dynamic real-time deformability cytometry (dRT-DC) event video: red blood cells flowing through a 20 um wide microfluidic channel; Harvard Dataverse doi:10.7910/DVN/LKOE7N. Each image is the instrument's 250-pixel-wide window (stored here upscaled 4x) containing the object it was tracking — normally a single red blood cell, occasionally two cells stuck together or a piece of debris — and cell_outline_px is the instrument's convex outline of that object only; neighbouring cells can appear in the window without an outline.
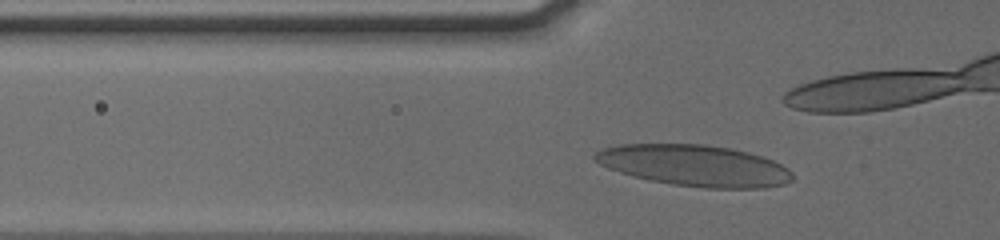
{"species": "human", "species_latin": "Homo sapiens", "temperature_condition": "cold", "stored_images_in_passage": 35, "camera_frame_rate_fps": 3000, "um_per_image_px": 0.085, "donor": {"sex": "male"}, "frame": {"image": 1, "passage_image": 8, "time_ms": 2.333, "image_size_px": [1000, 240], "cell_outline_px": [[792, 180], [784, 184], [764, 188], [704, 188], [672, 184], [632, 176], [608, 168], [592, 160], [592, 152], [600, 148], [620, 144], [704, 144], [728, 148], [748, 152], [772, 160], [788, 168], [792, 172]], "centroid_in_image_um": [58.98, 14.06], "position_along_channel_um": 66.8, "area_um2": 47.63}}
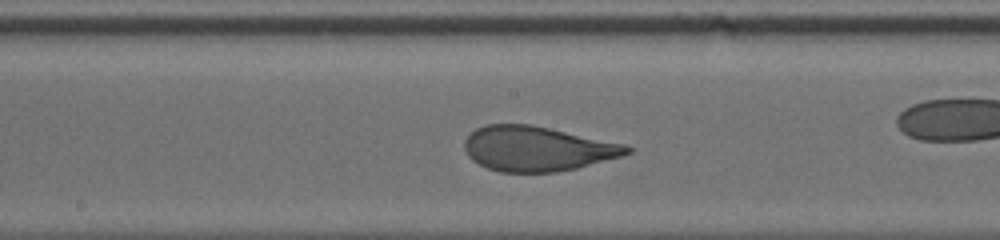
{"frame": {"image": 2, "passage_image": 19, "time_ms": 6.0, "image_size_px": [1000, 240], "cell_outline_px": [[632, 152], [620, 156], [576, 168], [556, 172], [500, 172], [488, 168], [472, 160], [468, 156], [464, 148], [464, 140], [476, 128], [484, 124], [532, 124], [624, 144], [632, 148]], "centroid_in_image_um": [45.62, 12.63], "position_along_channel_um": 202.6, "area_um2": 42.25}}
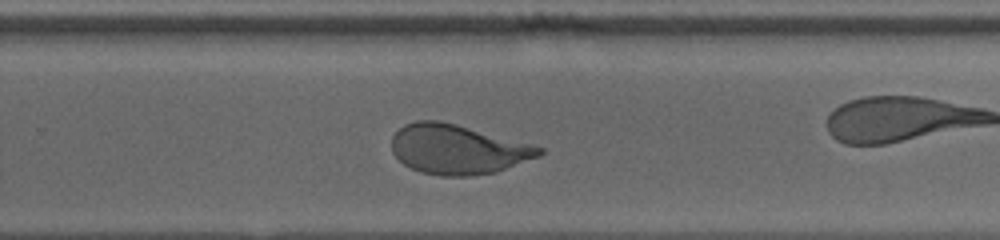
{"frame": {"image": 3, "passage_image": 26, "time_ms": 8.333, "image_size_px": [1000, 240], "cell_outline_px": [[544, 152], [540, 156], [496, 172], [468, 176], [440, 176], [420, 172], [404, 164], [392, 152], [392, 136], [404, 124], [416, 120], [440, 120], [456, 124], [532, 144], [544, 148]], "centroid_in_image_um": [38.9, 12.69], "position_along_channel_um": 290.9, "area_um2": 42.66}}